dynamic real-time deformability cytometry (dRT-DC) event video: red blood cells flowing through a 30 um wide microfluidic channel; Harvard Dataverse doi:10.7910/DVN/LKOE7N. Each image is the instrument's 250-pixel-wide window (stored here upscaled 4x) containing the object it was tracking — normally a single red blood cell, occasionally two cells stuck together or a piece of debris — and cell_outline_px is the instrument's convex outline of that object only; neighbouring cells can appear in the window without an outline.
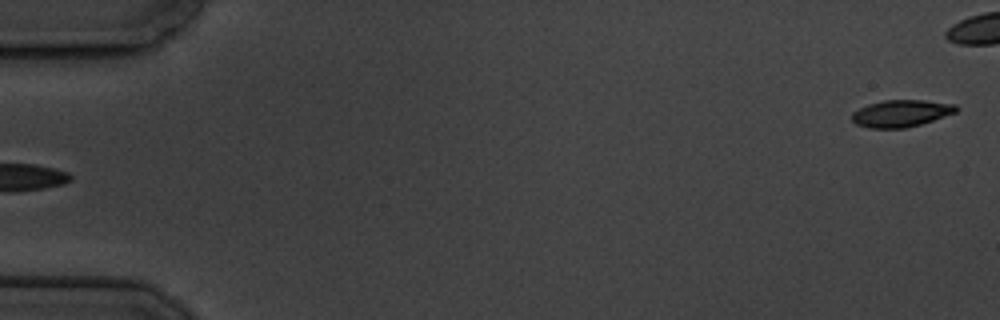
{"species": "common noctule bat (a hibernating species)", "species_latin": "Nyctalus noctula", "temperature_condition": "cold", "stored_images_in_passage": 4, "camera_frame_rate_fps": 3000, "um_per_image_px": 0.085, "animal": {"sex": "male", "body_mass_g": 19.5, "forearm_length_mm": 54.6}, "frame": {"image": 1, "passage_image": 4, "time_ms": 3.667, "image_size_px": [1000, 320], "cell_outline_px": [[960, 108], [956, 112], [920, 124], [904, 128], [868, 128], [856, 124], [852, 120], [852, 112], [868, 104], [884, 100], [924, 100], [956, 104]], "centroid_in_image_um": [76.59, 9.63], "position_along_channel_um": 8.4, "area_um2": 16.36}}